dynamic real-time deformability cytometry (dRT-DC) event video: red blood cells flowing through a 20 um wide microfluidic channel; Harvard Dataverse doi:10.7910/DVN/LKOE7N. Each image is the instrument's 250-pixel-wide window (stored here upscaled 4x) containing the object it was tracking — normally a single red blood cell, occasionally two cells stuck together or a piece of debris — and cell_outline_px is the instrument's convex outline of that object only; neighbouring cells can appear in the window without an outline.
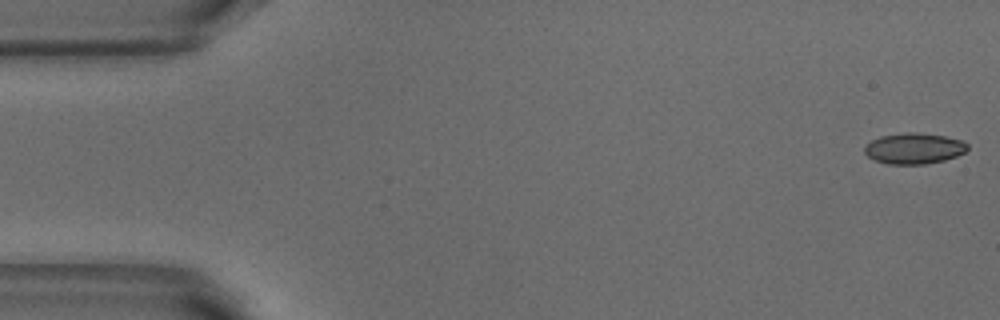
{"species": "common noctule bat (a hibernating species)", "species_latin": "Nyctalus noctula", "temperature_condition": "warm", "stored_images_in_passage": 52, "camera_frame_rate_fps": 3000, "um_per_image_px": 0.085, "animal": {"sex": "male", "body_mass_g": 18.8}, "frame": {"image": 1, "passage_image": 1, "time_ms": 0.0, "image_size_px": [1000, 320], "cell_outline_px": [[968, 148], [964, 152], [956, 156], [944, 160], [924, 164], [888, 164], [876, 160], [868, 156], [864, 152], [864, 148], [872, 140], [880, 136], [904, 132], [916, 132], [944, 136], [960, 140], [968, 144]], "centroid_in_image_um": [77.69, 12.61], "position_along_channel_um": 7.3, "area_um2": 18.38}}
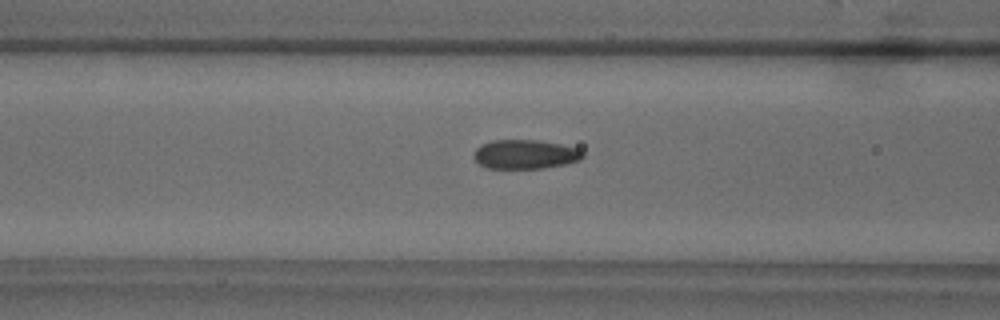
{"frame": {"image": 2, "passage_image": 20, "time_ms": 6.333, "image_size_px": [1000, 320], "cell_outline_px": [[584, 156], [580, 160], [564, 164], [544, 168], [484, 168], [472, 156], [472, 152], [480, 144], [492, 140], [540, 140], [560, 144], [576, 148], [584, 152]], "centroid_in_image_um": [44.6, 13.11], "position_along_channel_um": 122.0, "area_um2": 18.67}}
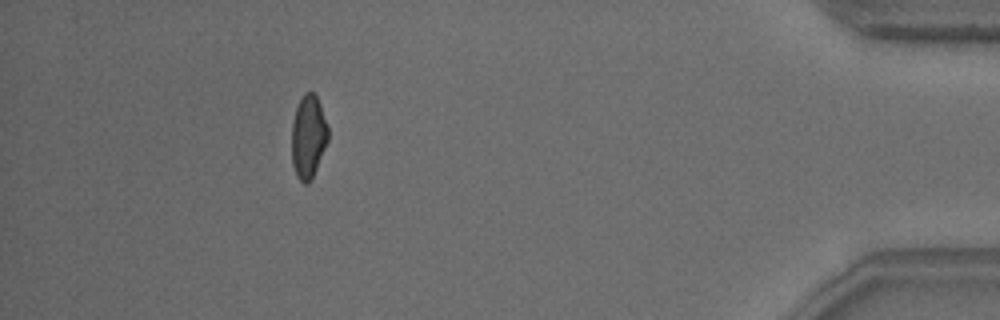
{"frame": {"image": 3, "passage_image": 47, "time_ms": 15.333, "image_size_px": [1000, 320], "cell_outline_px": [[328, 140], [316, 168], [308, 184], [304, 184], [296, 176], [292, 164], [292, 120], [296, 108], [304, 92], [316, 92], [328, 128]], "centroid_in_image_um": [26.19, 11.59], "position_along_channel_um": 409.0, "area_um2": 17.57}, "authors_computed_cell_mechanics": {"area_um2": 18.5249, "velocity_mm_per_s": 3.8382, "shape_relaxation_time_tau1_ms": 4.7984, "shape_relaxation_time_tau2_ms": 1.3376, "deformation_change_tau1": 0.1259, "deformation_change_tau2": 0.0801}}